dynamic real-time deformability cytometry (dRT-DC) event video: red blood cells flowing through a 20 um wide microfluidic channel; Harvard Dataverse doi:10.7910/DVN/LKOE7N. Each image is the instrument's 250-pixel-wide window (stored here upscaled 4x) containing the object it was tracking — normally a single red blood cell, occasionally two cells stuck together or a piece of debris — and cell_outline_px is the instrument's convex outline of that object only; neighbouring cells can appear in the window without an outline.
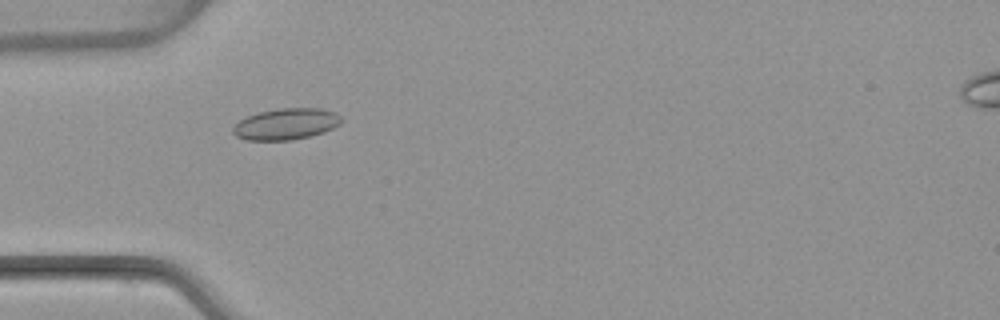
{"species": "common noctule bat (a hibernating species)", "species_latin": "Nyctalus noctula", "temperature_condition": "warm", "stored_images_in_passage": 5, "camera_frame_rate_fps": 3000, "um_per_image_px": 0.085, "animal": {"sex": "female", "body_mass_g": 22.7, "forearm_length_mm": 54.2}, "frame": {"image": 1, "passage_image": 4, "time_ms": 4.333, "image_size_px": [1000, 320], "cell_outline_px": [[344, 120], [340, 124], [324, 132], [292, 140], [244, 140], [236, 136], [232, 132], [232, 128], [240, 120], [248, 116], [260, 112], [280, 108], [320, 108], [336, 112]], "centroid_in_image_um": [24.33, 10.54], "position_along_channel_um": 60.7, "area_um2": 19.77}}
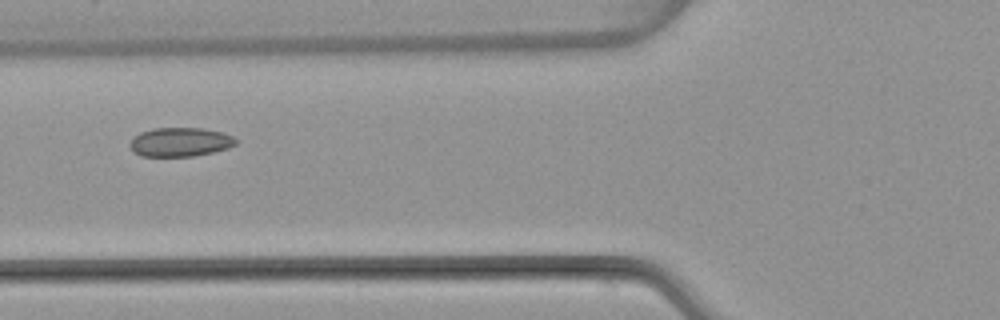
{"frame": {"image": 2, "passage_image": 5, "time_ms": 5.667, "image_size_px": [1000, 320], "cell_outline_px": [[236, 144], [228, 148], [212, 152], [192, 156], [140, 156], [128, 144], [140, 132], [152, 128], [204, 128], [220, 132], [232, 136], [236, 140]], "centroid_in_image_um": [15.31, 12.07], "position_along_channel_um": 110.5, "area_um2": 17.69}}